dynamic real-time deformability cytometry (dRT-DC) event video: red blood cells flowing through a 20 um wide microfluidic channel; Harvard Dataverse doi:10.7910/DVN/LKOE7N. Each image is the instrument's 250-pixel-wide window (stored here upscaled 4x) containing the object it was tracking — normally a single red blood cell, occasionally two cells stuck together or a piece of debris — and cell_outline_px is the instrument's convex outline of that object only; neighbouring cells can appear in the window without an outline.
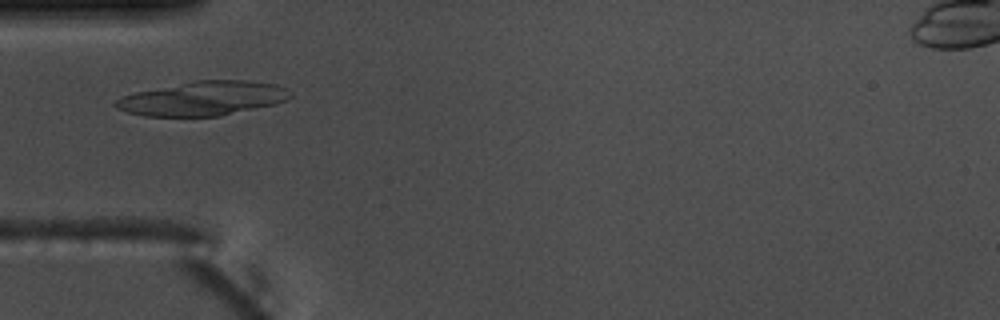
{"species": "common noctule bat (a hibernating species)", "species_latin": "Nyctalus noctula", "temperature_condition": "warm", "stored_images_in_passage": 4, "camera_frame_rate_fps": 3000, "um_per_image_px": 0.085, "animal": {"sex": "male", "body_mass_g": 17.5, "forearm_length_mm": 52.3}, "frame": {"image": 1, "passage_image": 1, "time_ms": 0.0, "image_size_px": [1000, 320], "cell_outline_px": [[292, 96], [288, 100], [276, 104], [220, 116], [144, 116], [128, 112], [116, 108], [112, 104], [116, 100], [124, 96], [136, 92], [196, 80], [248, 80], [276, 84], [292, 92]], "centroid_in_image_um": [17.3, 8.37], "position_along_channel_um": 67.7, "area_um2": 34.8}}